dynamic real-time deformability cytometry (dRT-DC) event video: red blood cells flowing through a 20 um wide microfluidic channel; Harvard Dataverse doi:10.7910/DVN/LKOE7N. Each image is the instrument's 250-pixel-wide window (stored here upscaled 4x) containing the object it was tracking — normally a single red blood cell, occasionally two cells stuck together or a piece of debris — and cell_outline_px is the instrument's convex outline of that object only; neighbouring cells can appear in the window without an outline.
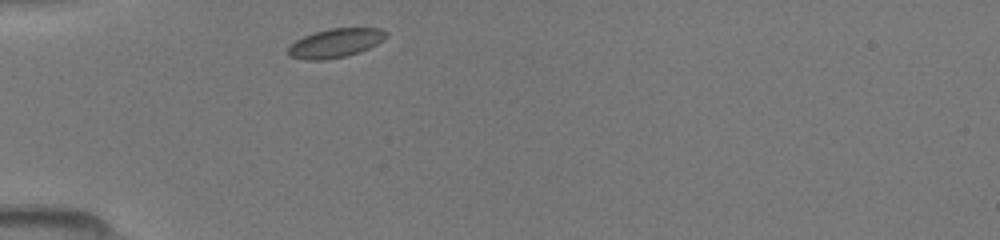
{"species": "common noctule bat (a hibernating species)", "species_latin": "Nyctalus noctula", "temperature_condition": "room temperature", "stored_images_in_passage": 42, "camera_frame_rate_fps": 3000, "um_per_image_px": 0.085, "animal": {"sex": "female", "body_mass_g": 19.5, "forearm_length_mm": 54.1}, "frame": {"image": 1, "passage_image": 1, "time_ms": 0.0, "image_size_px": [1000, 240], "cell_outline_px": [[388, 36], [384, 40], [360, 52], [344, 56], [324, 60], [304, 60], [288, 56], [288, 48], [296, 40], [304, 36], [328, 28], [380, 28], [388, 32]], "centroid_in_image_um": [28.53, 3.66], "position_along_channel_um": 56.5, "area_um2": 16.53}}
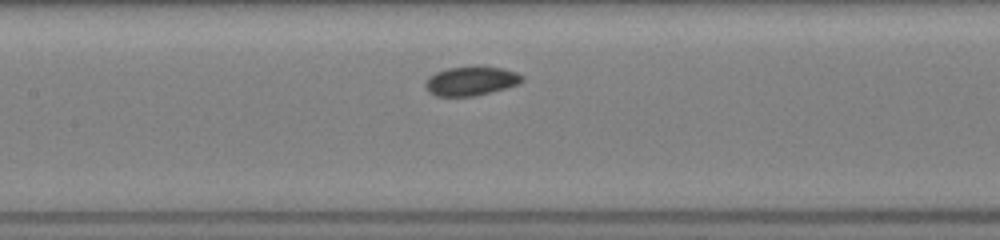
{"frame": {"image": 2, "passage_image": 18, "time_ms": 3.0, "image_size_px": [1000, 240], "cell_outline_px": [[524, 80], [520, 84], [508, 88], [492, 92], [472, 96], [436, 96], [428, 92], [424, 88], [424, 84], [428, 76], [436, 72], [448, 68], [476, 64], [504, 68], [516, 72], [524, 76]], "centroid_in_image_um": [40.06, 6.86], "position_along_channel_um": 167.3, "area_um2": 17.11}}
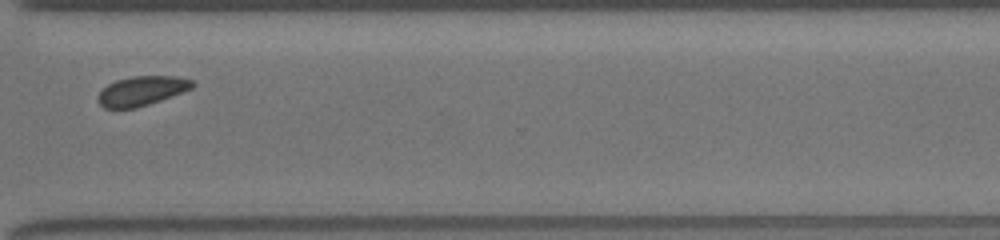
{"frame": {"image": 3, "passage_image": 41, "time_ms": 7.667, "image_size_px": [1000, 240], "cell_outline_px": [[196, 84], [192, 88], [160, 100], [136, 108], [104, 108], [96, 100], [96, 96], [108, 84], [116, 80], [132, 76], [180, 76], [192, 80]], "centroid_in_image_um": [12.03, 7.71], "position_along_channel_um": 358.6, "area_um2": 16.18}}